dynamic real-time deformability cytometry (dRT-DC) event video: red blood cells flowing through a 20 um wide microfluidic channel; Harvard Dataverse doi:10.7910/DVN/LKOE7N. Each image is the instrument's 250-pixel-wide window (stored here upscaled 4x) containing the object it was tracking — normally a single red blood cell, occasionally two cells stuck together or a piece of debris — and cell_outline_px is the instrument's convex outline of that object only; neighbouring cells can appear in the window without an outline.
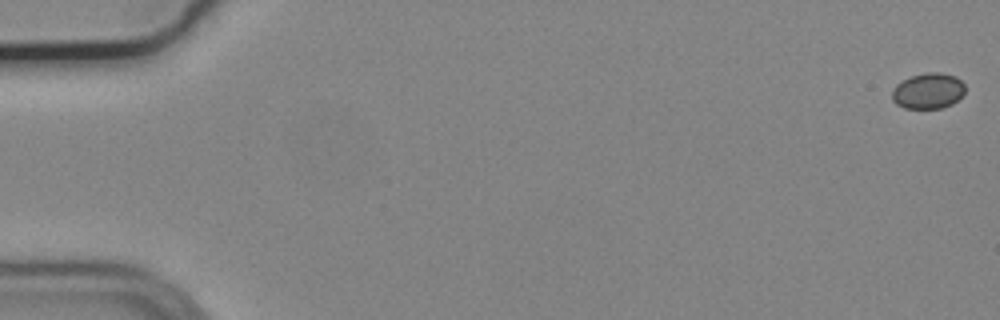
{"species": "common noctule bat (a hibernating species)", "species_latin": "Nyctalus noctula", "temperature_condition": "cold", "stored_images_in_passage": 56, "camera_frame_rate_fps": 3000, "um_per_image_px": 0.085, "animal": {"sex": "male", "body_mass_g": 19.2, "forearm_length_mm": 51.8}, "frame": {"image": 1, "passage_image": 1, "time_ms": 0.0, "image_size_px": [1000, 320], "cell_outline_px": [[964, 92], [952, 104], [940, 108], [904, 108], [896, 104], [892, 100], [892, 88], [896, 84], [912, 76], [928, 72], [940, 72], [956, 76], [964, 84]], "centroid_in_image_um": [78.87, 7.72], "position_along_channel_um": 6.1, "area_um2": 15.14}}
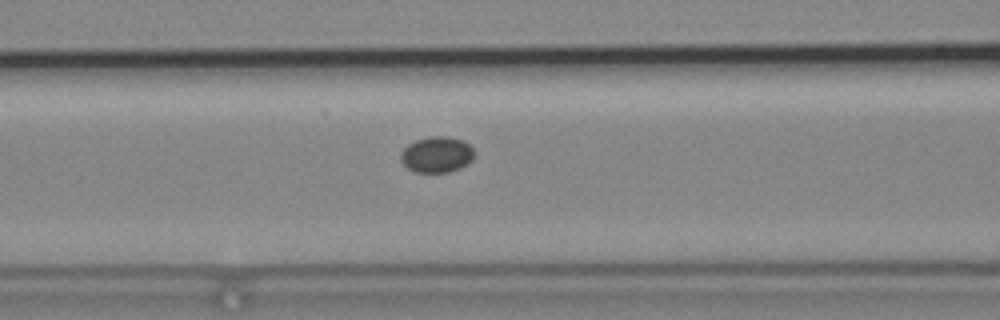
{"frame": {"image": 2, "passage_image": 24, "time_ms": 7.667, "image_size_px": [1000, 320], "cell_outline_px": [[476, 152], [472, 160], [468, 164], [460, 168], [448, 172], [416, 172], [408, 168], [400, 160], [400, 152], [408, 144], [416, 140], [432, 136], [448, 136], [460, 140], [468, 144]], "centroid_in_image_um": [37.13, 13.14], "position_along_channel_um": 129.5, "area_um2": 15.43}}
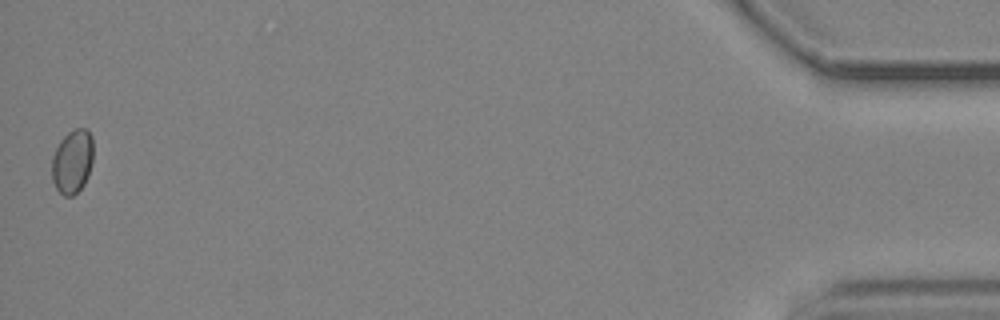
{"frame": {"image": 3, "passage_image": 56, "time_ms": 18.333, "image_size_px": [1000, 320], "cell_outline_px": [[92, 160], [88, 176], [84, 184], [72, 196], [64, 196], [56, 188], [52, 180], [52, 156], [60, 140], [68, 132], [76, 128], [84, 128], [92, 136]], "centroid_in_image_um": [6.14, 13.72], "position_along_channel_um": 429.1, "area_um2": 15.32}}